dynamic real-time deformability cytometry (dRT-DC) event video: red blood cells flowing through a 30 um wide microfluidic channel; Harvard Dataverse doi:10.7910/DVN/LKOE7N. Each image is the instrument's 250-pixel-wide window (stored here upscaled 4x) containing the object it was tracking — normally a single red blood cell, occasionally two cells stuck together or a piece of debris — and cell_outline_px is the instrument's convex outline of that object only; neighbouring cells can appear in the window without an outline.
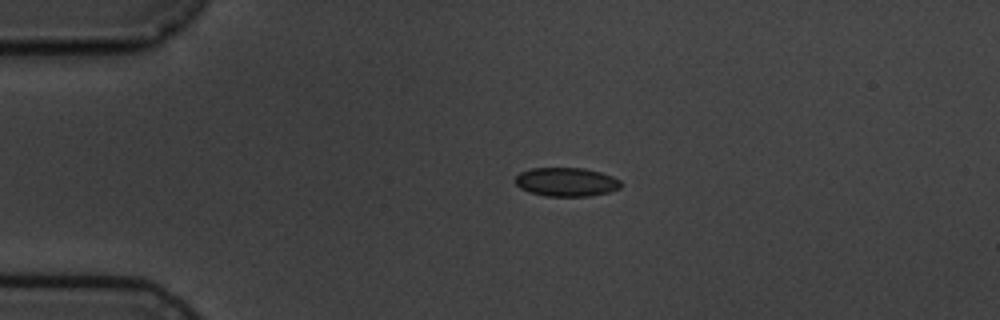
{"species": "common noctule bat (a hibernating species)", "species_latin": "Nyctalus noctula", "temperature_condition": "cold", "stored_images_in_passage": 2, "camera_frame_rate_fps": 3000, "um_per_image_px": 0.085, "animal": {"sex": "male", "body_mass_g": 19.5, "forearm_length_mm": 54.6}, "frame": {"image": 1, "passage_image": 1, "time_ms": 0.0, "image_size_px": [1000, 320], "cell_outline_px": [[620, 188], [608, 192], [588, 196], [544, 196], [528, 192], [520, 188], [512, 180], [520, 172], [532, 168], [584, 168], [600, 172], [612, 176], [620, 180]], "centroid_in_image_um": [48.09, 15.47], "position_along_channel_um": 36.9, "area_um2": 17.8}}